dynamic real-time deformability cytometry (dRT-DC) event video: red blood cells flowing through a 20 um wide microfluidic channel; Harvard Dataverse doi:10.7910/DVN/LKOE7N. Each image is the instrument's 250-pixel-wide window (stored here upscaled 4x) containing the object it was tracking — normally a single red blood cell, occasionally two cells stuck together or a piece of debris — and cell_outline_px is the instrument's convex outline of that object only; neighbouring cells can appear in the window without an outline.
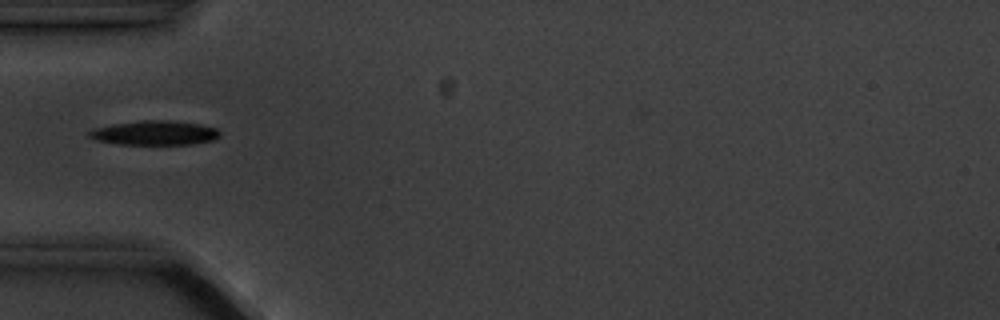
{"species": "common noctule bat (a hibernating species)", "species_latin": "Nyctalus noctula", "temperature_condition": "cold", "stored_images_in_passage": 6, "camera_frame_rate_fps": 3000, "um_per_image_px": 0.085, "animal": {"sex": "male", "body_mass_g": 20.1, "forearm_length_mm": 53.5}, "frame": {"image": 1, "passage_image": 6, "time_ms": 5.667, "image_size_px": [1000, 320], "cell_outline_px": [[220, 136], [216, 140], [192, 144], [120, 144], [96, 140], [88, 136], [88, 132], [96, 128], [112, 124], [140, 120], [172, 120], [200, 124], [216, 128], [220, 132]], "centroid_in_image_um": [13.19, 11.29], "position_along_channel_um": 71.8, "area_um2": 18.61}}